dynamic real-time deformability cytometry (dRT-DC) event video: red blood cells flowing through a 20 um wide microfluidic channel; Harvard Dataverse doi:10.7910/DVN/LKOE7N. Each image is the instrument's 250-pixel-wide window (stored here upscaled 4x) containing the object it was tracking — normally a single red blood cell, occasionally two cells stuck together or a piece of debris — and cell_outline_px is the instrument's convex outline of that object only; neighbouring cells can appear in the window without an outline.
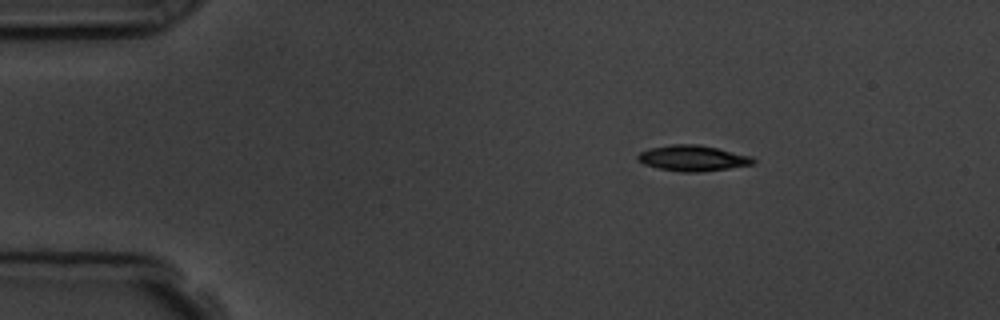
{"species": "common noctule bat (a hibernating species)", "species_latin": "Nyctalus noctula", "temperature_condition": "room temperature", "stored_images_in_passage": 3, "camera_frame_rate_fps": 3000, "um_per_image_px": 0.085, "animal": {"sex": "male", "body_mass_g": 19.5, "forearm_length_mm": 54.6}, "frame": {"image": 1, "passage_image": 1, "time_ms": 0.0, "image_size_px": [1000, 320], "cell_outline_px": [[756, 160], [752, 164], [728, 168], [700, 172], [680, 172], [660, 168], [644, 164], [636, 160], [636, 156], [640, 152], [648, 148], [672, 144], [700, 144], [752, 156]], "centroid_in_image_um": [58.85, 13.43], "position_along_channel_um": 26.1, "area_um2": 17.34}}